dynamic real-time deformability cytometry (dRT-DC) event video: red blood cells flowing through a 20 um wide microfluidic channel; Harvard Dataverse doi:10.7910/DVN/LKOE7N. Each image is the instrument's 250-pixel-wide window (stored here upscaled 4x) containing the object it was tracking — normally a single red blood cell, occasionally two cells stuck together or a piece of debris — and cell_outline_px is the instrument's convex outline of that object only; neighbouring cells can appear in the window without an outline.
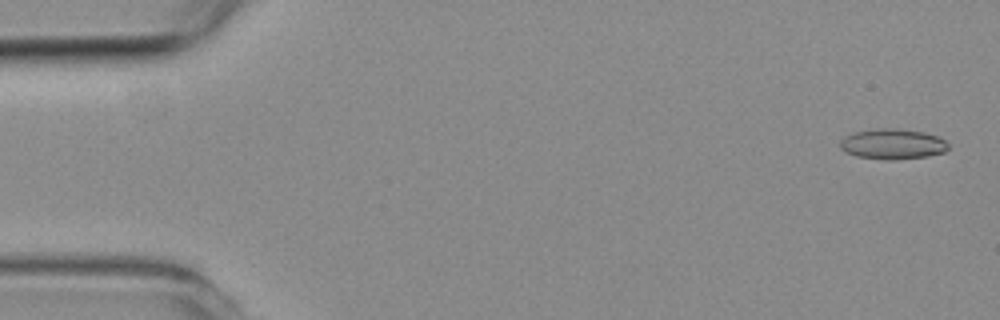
{"species": "common noctule bat (a hibernating species)", "species_latin": "Nyctalus noctula", "temperature_condition": "room temperature", "stored_images_in_passage": 4, "camera_frame_rate_fps": 3000, "um_per_image_px": 0.085, "animal": {"sex": "female", "body_mass_g": 19.3, "forearm_length_mm": 54.1}, "frame": {"image": 1, "passage_image": 1, "time_ms": 0.0, "image_size_px": [1000, 320], "cell_outline_px": [[948, 148], [944, 152], [928, 156], [892, 160], [888, 160], [856, 156], [840, 148], [840, 140], [844, 136], [856, 132], [880, 128], [896, 128], [924, 132], [936, 136], [944, 140], [948, 144]], "centroid_in_image_um": [75.87, 12.24], "position_along_channel_um": 9.1, "area_um2": 19.02}}